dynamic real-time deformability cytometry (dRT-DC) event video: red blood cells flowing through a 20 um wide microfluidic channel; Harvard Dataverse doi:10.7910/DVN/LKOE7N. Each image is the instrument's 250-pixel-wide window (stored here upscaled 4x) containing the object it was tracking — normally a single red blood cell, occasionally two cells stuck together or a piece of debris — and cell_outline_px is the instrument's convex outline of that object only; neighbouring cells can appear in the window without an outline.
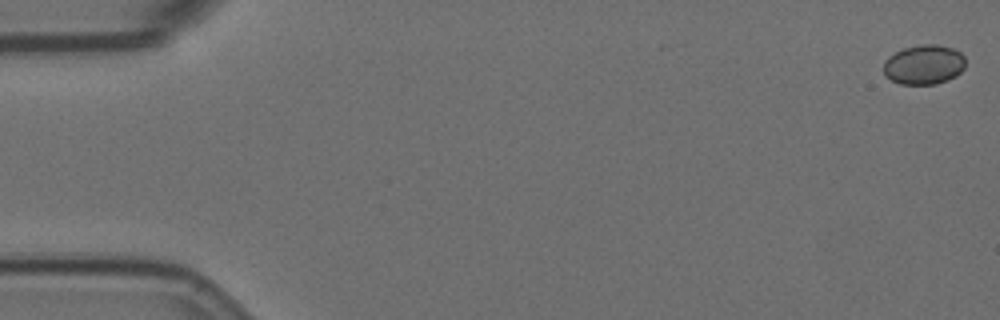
{"species": "Egyptian fruit bat (a non-hibernating species)", "species_latin": "Rousettus aegyptiacus", "temperature_condition": "room temperature", "stored_images_in_passage": 9, "camera_frame_rate_fps": 3000, "um_per_image_px": 0.085, "animal": {"sex": "female"}, "frame": {"image": 1, "passage_image": 1, "time_ms": 0.0, "image_size_px": [1000, 320], "cell_outline_px": [[964, 68], [956, 76], [948, 80], [936, 84], [900, 84], [884, 76], [884, 60], [888, 56], [904, 48], [920, 44], [940, 44], [952, 48], [960, 52], [964, 56]], "centroid_in_image_um": [78.53, 5.49], "position_along_channel_um": 6.5, "area_um2": 19.07}}